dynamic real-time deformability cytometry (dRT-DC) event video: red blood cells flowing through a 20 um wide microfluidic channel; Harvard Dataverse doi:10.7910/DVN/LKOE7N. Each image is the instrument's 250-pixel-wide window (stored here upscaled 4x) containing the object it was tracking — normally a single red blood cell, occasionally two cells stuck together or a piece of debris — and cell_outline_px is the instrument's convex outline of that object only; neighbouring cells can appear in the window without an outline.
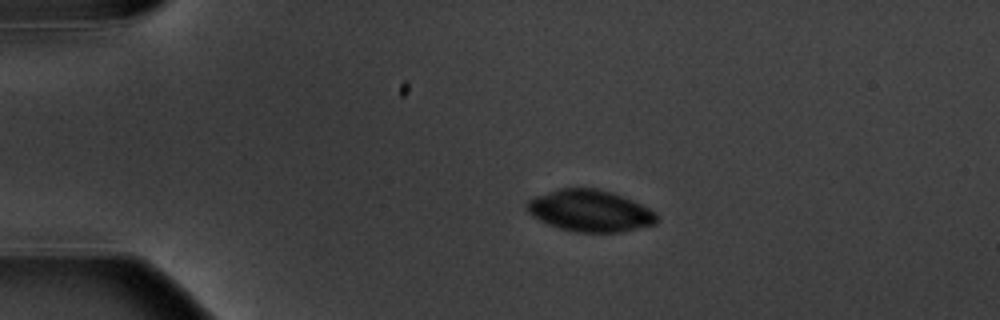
{"species": "common noctule bat (a hibernating species)", "species_latin": "Nyctalus noctula", "temperature_condition": "warm", "stored_images_in_passage": 14, "camera_frame_rate_fps": 3000, "um_per_image_px": 0.085, "animal": {"sex": "male", "body_mass_g": 20.1, "forearm_length_mm": 53.5}, "frame": {"image": 1, "passage_image": 2, "time_ms": 2.0, "image_size_px": [1000, 320], "cell_outline_px": [[656, 224], [620, 232], [576, 232], [560, 228], [548, 224], [532, 216], [528, 212], [524, 204], [528, 200], [536, 196], [560, 188], [596, 188], [612, 192], [632, 200], [656, 212]], "centroid_in_image_um": [50.13, 17.91], "position_along_channel_um": 34.9, "area_um2": 31.39}}
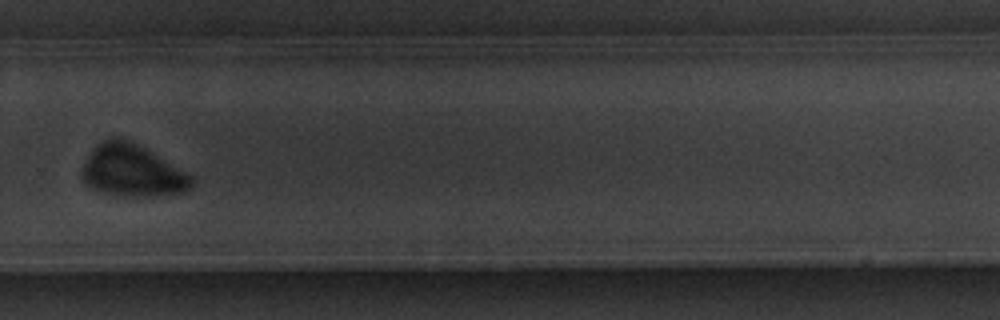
{"frame": {"image": 2, "passage_image": 10, "time_ms": 11.333, "image_size_px": [1000, 320], "cell_outline_px": [[192, 188], [184, 192], [104, 192], [92, 188], [80, 176], [80, 168], [84, 160], [96, 144], [100, 140], [112, 136], [120, 136], [144, 148], [192, 176]], "centroid_in_image_um": [11.13, 14.39], "position_along_channel_um": 318.7, "area_um2": 31.56}}
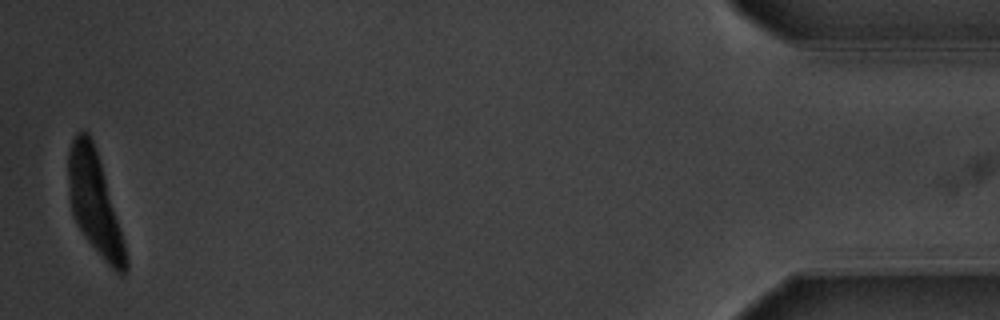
{"frame": {"image": 3, "passage_image": 14, "time_ms": 16.667, "image_size_px": [1000, 320], "cell_outline_px": [[128, 272], [120, 276], [104, 260], [84, 236], [72, 212], [68, 196], [68, 152], [72, 140], [76, 132], [84, 128], [88, 132], [92, 140], [100, 164], [124, 240], [128, 260]], "centroid_in_image_um": [8.03, 17.26], "position_along_channel_um": 427.2, "area_um2": 33.58}}